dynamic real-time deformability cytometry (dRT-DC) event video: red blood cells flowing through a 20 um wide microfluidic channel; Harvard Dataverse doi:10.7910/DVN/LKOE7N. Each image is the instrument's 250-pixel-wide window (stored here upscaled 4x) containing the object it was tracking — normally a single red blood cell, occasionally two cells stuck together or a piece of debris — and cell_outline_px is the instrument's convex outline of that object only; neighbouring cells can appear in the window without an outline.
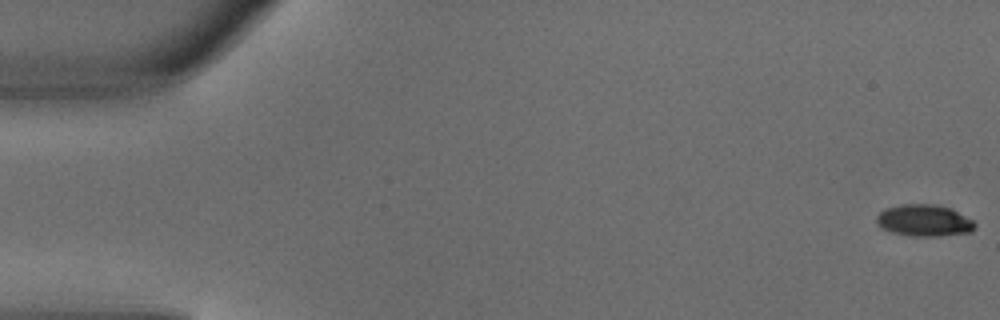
{"species": "common noctule bat (a hibernating species)", "species_latin": "Nyctalus noctula", "temperature_condition": "warm", "stored_images_in_passage": 6, "camera_frame_rate_fps": 3000, "um_per_image_px": 0.085, "animal": {"sex": "male", "body_mass_g": 18.8}, "frame": {"image": 1, "passage_image": 1, "time_ms": 0.0, "image_size_px": [1000, 320], "cell_outline_px": [[976, 228], [972, 232], [940, 236], [908, 236], [892, 232], [880, 228], [876, 220], [876, 216], [884, 208], [900, 204], [932, 204], [952, 208], [972, 220], [976, 224]], "centroid_in_image_um": [78.55, 18.74], "position_along_channel_um": 6.5, "area_um2": 18.44}}
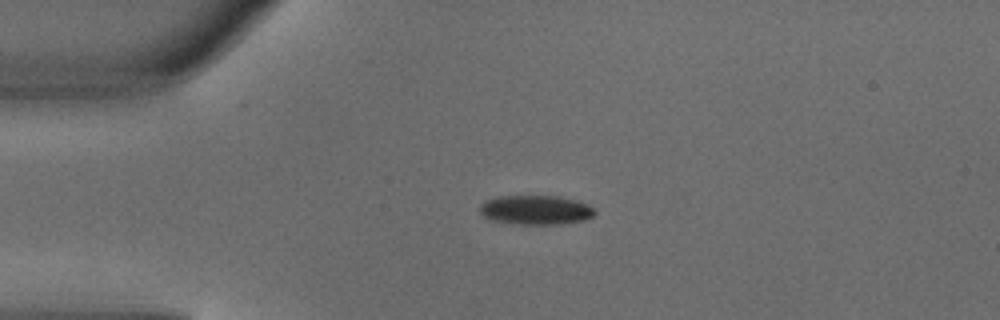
{"frame": {"image": 2, "passage_image": 4, "time_ms": 1.0, "image_size_px": [1000, 320], "cell_outline_px": [[596, 212], [592, 216], [584, 220], [560, 224], [516, 224], [492, 220], [484, 216], [480, 212], [480, 204], [484, 200], [496, 196], [560, 196], [576, 200], [588, 204]], "centroid_in_image_um": [45.51, 17.84], "position_along_channel_um": 39.5, "area_um2": 19.71}}